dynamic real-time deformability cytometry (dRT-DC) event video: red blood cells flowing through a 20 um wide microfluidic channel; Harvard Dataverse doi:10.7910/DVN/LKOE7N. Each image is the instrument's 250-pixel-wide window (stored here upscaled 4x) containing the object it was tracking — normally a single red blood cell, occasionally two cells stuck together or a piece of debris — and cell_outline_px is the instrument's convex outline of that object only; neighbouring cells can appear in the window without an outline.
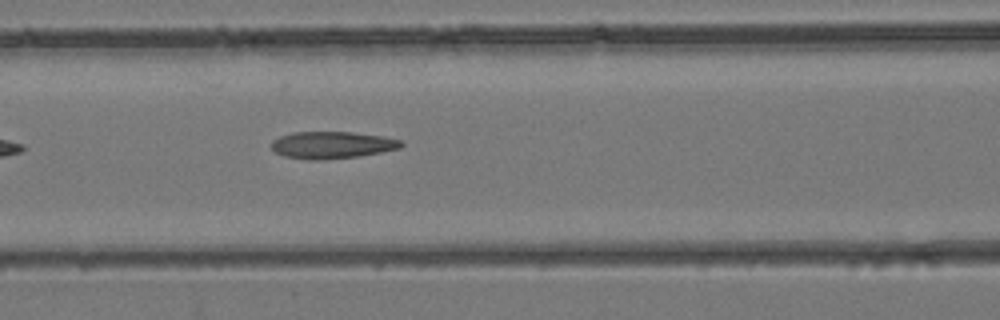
{"species": "common noctule bat (a hibernating species)", "species_latin": "Nyctalus noctula", "temperature_condition": "room temperature", "stored_images_in_passage": 6, "camera_frame_rate_fps": 3000, "um_per_image_px": 0.085, "animal": {"sex": "female", "body_mass_g": 24.6, "forearm_length_mm": 56.2}, "frame": {"image": 1, "passage_image": 6, "time_ms": 1.667, "image_size_px": [1000, 320], "cell_outline_px": [[404, 144], [400, 148], [360, 156], [320, 160], [308, 160], [284, 156], [276, 152], [272, 148], [272, 140], [280, 136], [292, 132], [352, 132], [384, 136], [400, 140]], "centroid_in_image_um": [28.22, 12.32], "position_along_channel_um": 138.4, "area_um2": 20.46}}